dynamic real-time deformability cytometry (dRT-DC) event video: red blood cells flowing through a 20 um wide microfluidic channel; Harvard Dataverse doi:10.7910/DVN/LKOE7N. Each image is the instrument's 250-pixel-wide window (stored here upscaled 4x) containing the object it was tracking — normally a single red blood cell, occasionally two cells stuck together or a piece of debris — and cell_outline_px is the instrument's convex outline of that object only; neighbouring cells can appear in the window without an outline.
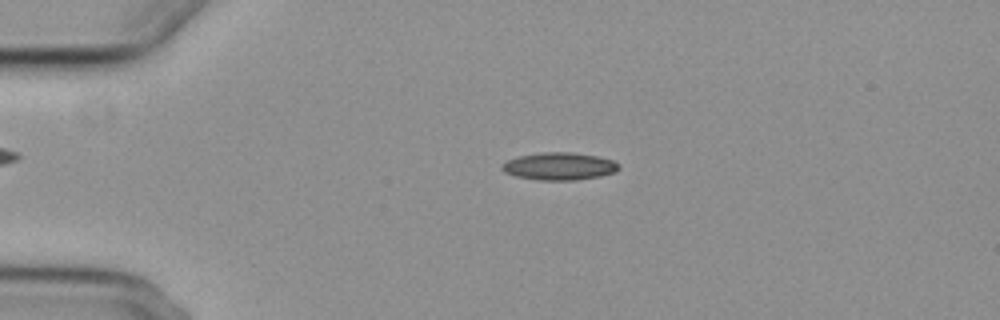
{"species": "common noctule bat (a hibernating species)", "species_latin": "Nyctalus noctula", "temperature_condition": "cold", "stored_images_in_passage": 4, "camera_frame_rate_fps": 3000, "um_per_image_px": 0.085, "animal": {"sex": "female", "body_mass_g": 29.2, "forearm_length_mm": 56.3}, "frame": {"image": 1, "passage_image": 3, "time_ms": 2.333, "image_size_px": [1000, 320], "cell_outline_px": [[620, 168], [616, 172], [600, 176], [576, 180], [540, 180], [516, 176], [504, 172], [500, 168], [500, 164], [508, 160], [520, 156], [540, 152], [572, 152], [596, 156], [612, 160], [620, 164]], "centroid_in_image_um": [47.54, 14.13], "position_along_channel_um": 37.5, "area_um2": 18.79}}